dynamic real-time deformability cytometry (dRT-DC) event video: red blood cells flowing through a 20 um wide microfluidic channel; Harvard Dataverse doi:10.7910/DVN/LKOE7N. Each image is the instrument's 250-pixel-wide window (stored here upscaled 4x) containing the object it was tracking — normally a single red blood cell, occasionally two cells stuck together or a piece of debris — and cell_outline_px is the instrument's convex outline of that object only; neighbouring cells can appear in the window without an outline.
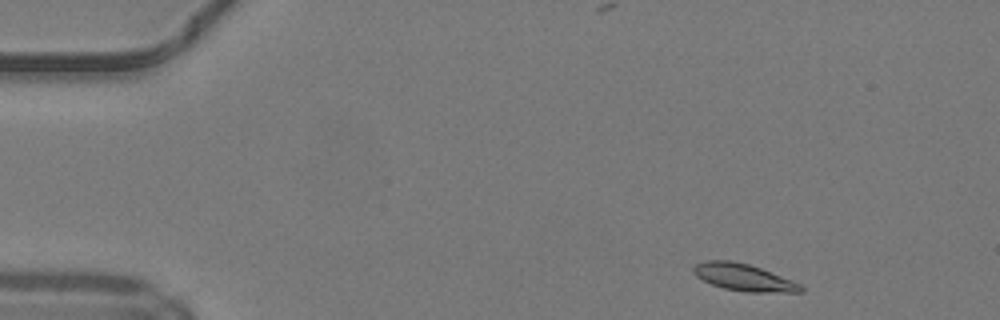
{"species": "common noctule bat (a hibernating species)", "species_latin": "Nyctalus noctula", "temperature_condition": "warm", "stored_images_in_passage": 14, "camera_frame_rate_fps": 3000, "um_per_image_px": 0.085, "animal": {"sex": "male", "body_mass_g": 19.2, "forearm_length_mm": 51.8}, "frame": {"image": 1, "passage_image": 1, "time_ms": 0.0, "image_size_px": [1000, 320], "cell_outline_px": [[804, 292], [748, 292], [724, 288], [712, 284], [696, 276], [692, 272], [692, 268], [696, 264], [708, 260], [732, 260], [748, 264], [760, 268], [792, 280], [800, 284], [804, 288]], "centroid_in_image_um": [63.21, 23.57], "position_along_channel_um": 21.8, "area_um2": 16.76}}
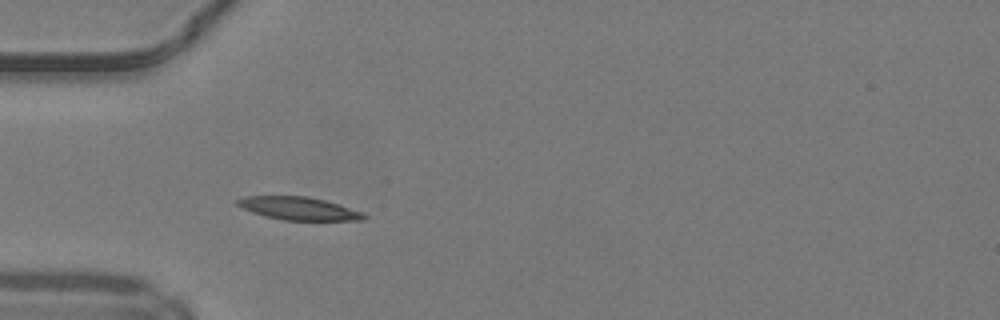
{"frame": {"image": 2, "passage_image": 10, "time_ms": 3.0, "image_size_px": [1000, 320], "cell_outline_px": [[368, 216], [364, 220], [280, 220], [252, 212], [236, 204], [236, 200], [244, 196], [308, 196], [324, 200], [364, 212]], "centroid_in_image_um": [25.41, 17.72], "position_along_channel_um": 59.6, "area_um2": 16.88}}
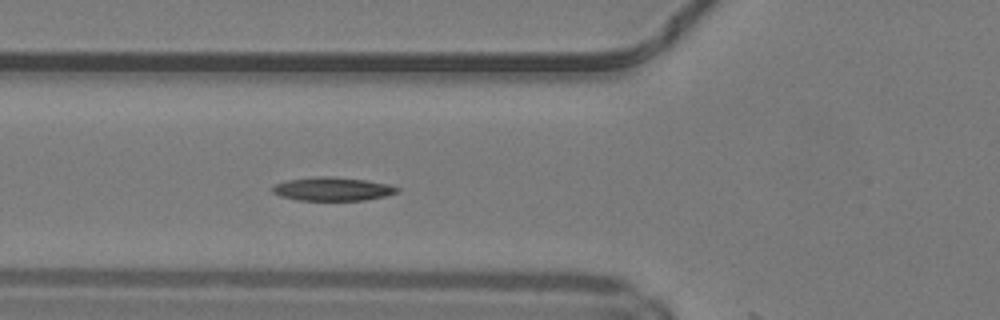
{"frame": {"image": 3, "passage_image": 13, "time_ms": 4.0, "image_size_px": [1000, 320], "cell_outline_px": [[400, 192], [384, 196], [364, 200], [296, 200], [280, 196], [272, 192], [272, 188], [276, 184], [288, 180], [320, 176], [332, 176], [364, 180], [388, 184], [400, 188]], "centroid_in_image_um": [28.28, 16.06], "position_along_channel_um": 97.5, "area_um2": 16.99}}